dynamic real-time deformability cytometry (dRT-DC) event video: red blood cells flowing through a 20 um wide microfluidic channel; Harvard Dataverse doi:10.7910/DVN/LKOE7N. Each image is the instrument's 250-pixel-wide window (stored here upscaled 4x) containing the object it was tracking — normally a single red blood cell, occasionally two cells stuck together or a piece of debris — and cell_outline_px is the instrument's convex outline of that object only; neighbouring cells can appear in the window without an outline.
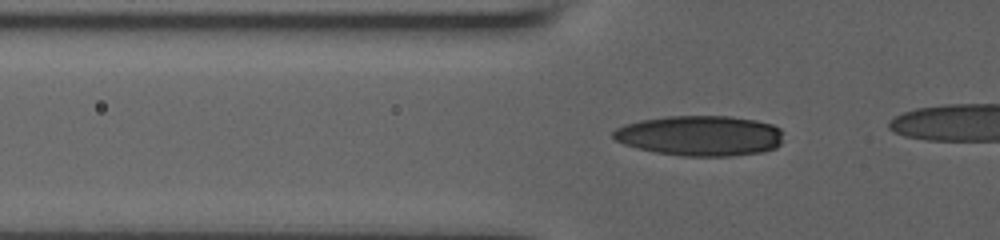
{"species": "human", "species_latin": "Homo sapiens", "temperature_condition": "room temperature", "stored_images_in_passage": 43, "camera_frame_rate_fps": 3000, "um_per_image_px": 0.085, "donor": {"sex": "male"}, "frame": {"image": 1, "passage_image": 15, "time_ms": 4.667, "image_size_px": [1000, 240], "cell_outline_px": [[780, 144], [776, 148], [764, 152], [732, 156], [680, 156], [656, 152], [624, 144], [616, 140], [612, 136], [612, 132], [616, 128], [624, 124], [640, 120], [664, 116], [728, 116], [756, 120], [772, 124], [780, 128]], "centroid_in_image_um": [59.5, 11.53], "position_along_channel_um": 66.3, "area_um2": 40.06}}
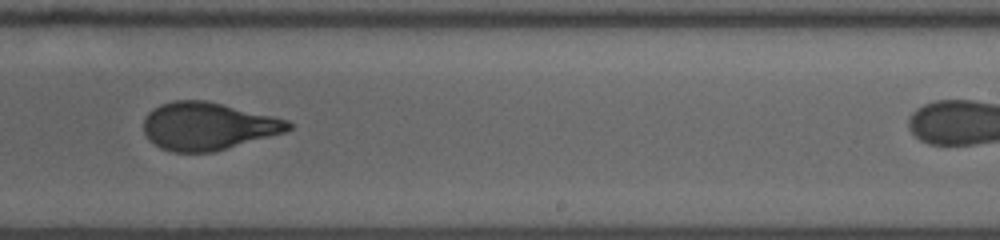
{"frame": {"image": 2, "passage_image": 31, "time_ms": 10.0, "image_size_px": [1000, 240], "cell_outline_px": [[292, 128], [284, 132], [212, 152], [172, 152], [160, 148], [148, 140], [144, 132], [144, 116], [152, 108], [160, 104], [172, 100], [204, 100], [272, 116], [288, 120], [292, 124]], "centroid_in_image_um": [17.6, 10.72], "position_along_channel_um": 271.4, "area_um2": 39.94}}
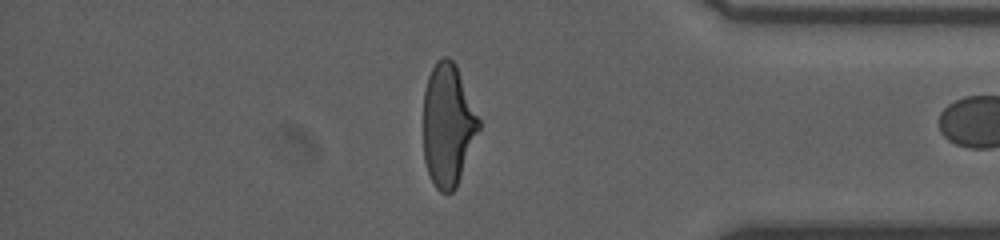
{"frame": {"image": 3, "passage_image": 42, "time_ms": 13.667, "image_size_px": [1000, 240], "cell_outline_px": [[480, 128], [456, 188], [452, 192], [440, 192], [436, 188], [428, 176], [424, 160], [424, 92], [428, 76], [436, 60], [444, 56], [448, 56], [456, 64], [480, 120]], "centroid_in_image_um": [38.06, 10.63], "position_along_channel_um": 397.1, "area_um2": 39.65}}